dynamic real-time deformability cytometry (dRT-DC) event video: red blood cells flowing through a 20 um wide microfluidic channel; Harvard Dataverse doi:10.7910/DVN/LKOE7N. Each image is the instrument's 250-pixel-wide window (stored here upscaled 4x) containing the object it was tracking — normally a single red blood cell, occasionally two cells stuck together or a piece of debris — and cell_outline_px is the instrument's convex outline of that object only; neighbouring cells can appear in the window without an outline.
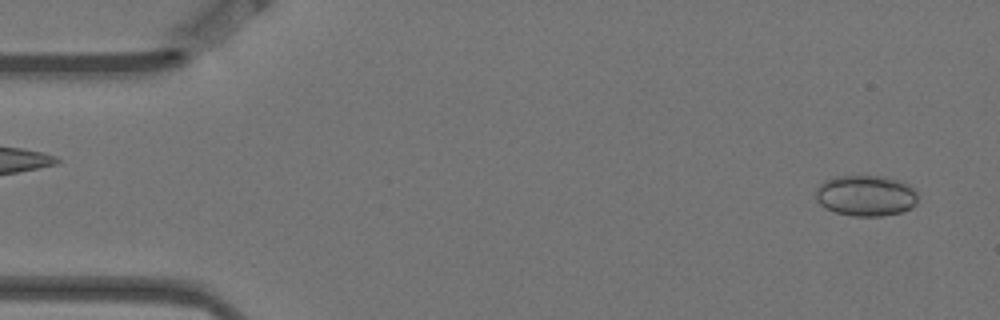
{"species": "Egyptian fruit bat (a non-hibernating species)", "species_latin": "Rousettus aegyptiacus", "temperature_condition": "warm", "stored_images_in_passage": 5, "camera_frame_rate_fps": 3000, "um_per_image_px": 0.085, "animal": {"sex": "female"}, "frame": {"image": 1, "passage_image": 5, "time_ms": 1.333, "image_size_px": [1000, 320], "cell_outline_px": [[916, 204], [912, 208], [900, 212], [880, 216], [852, 216], [836, 212], [824, 208], [816, 200], [816, 188], [824, 180], [832, 176], [880, 176], [900, 180], [916, 188]], "centroid_in_image_um": [73.58, 16.62], "position_along_channel_um": 11.4, "area_um2": 24.57}}